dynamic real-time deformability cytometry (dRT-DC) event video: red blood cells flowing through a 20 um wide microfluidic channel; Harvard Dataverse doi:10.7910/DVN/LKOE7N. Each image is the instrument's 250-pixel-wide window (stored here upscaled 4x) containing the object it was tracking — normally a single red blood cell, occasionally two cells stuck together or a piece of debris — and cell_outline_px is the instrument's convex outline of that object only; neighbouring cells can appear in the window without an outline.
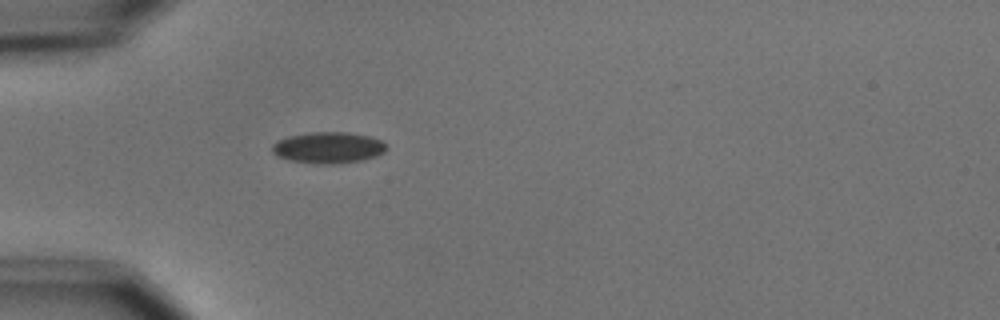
{"species": "common noctule bat (a hibernating species)", "species_latin": "Nyctalus noctula", "temperature_condition": "cold", "stored_images_in_passage": 1, "camera_frame_rate_fps": 3000, "um_per_image_px": 0.085, "animal": {"sex": "male", "body_mass_g": 15.6}, "frame": {"image": 1, "passage_image": 1, "time_ms": 0.0, "image_size_px": [1000, 320], "cell_outline_px": [[388, 148], [384, 152], [376, 156], [364, 160], [332, 164], [316, 164], [288, 160], [276, 156], [272, 152], [272, 144], [288, 136], [312, 132], [348, 132], [368, 136], [380, 140], [388, 144]], "centroid_in_image_um": [27.91, 12.56], "position_along_channel_um": 57.1, "area_um2": 20.98}}